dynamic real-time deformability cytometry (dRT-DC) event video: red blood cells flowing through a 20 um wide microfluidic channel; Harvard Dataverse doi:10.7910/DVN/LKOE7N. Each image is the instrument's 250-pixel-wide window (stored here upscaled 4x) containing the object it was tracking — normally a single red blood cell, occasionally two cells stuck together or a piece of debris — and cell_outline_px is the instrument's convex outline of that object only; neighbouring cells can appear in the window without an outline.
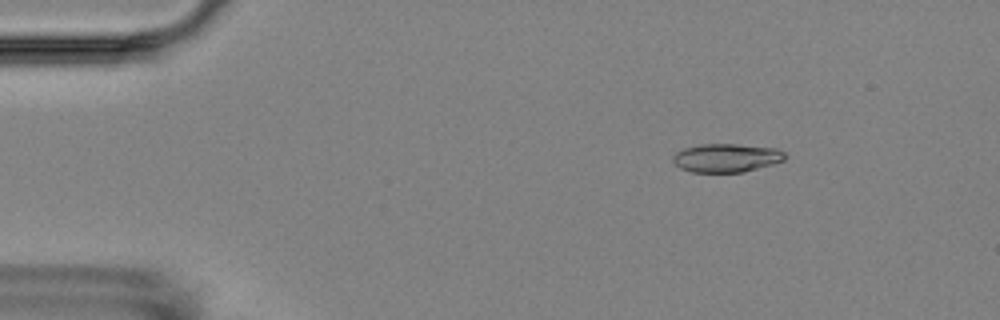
{"species": "Egyptian fruit bat (a non-hibernating species)", "species_latin": "Rousettus aegyptiacus", "temperature_condition": "room temperature", "stored_images_in_passage": 6, "camera_frame_rate_fps": 3000, "um_per_image_px": 0.085, "animal": {"sex": "female"}, "frame": {"image": 1, "passage_image": 6, "time_ms": 6.0, "image_size_px": [1000, 320], "cell_outline_px": [[784, 160], [772, 164], [744, 172], [692, 172], [680, 168], [672, 160], [672, 156], [676, 152], [684, 148], [700, 144], [736, 144], [776, 148], [784, 152]], "centroid_in_image_um": [61.71, 13.42], "position_along_channel_um": 23.3, "area_um2": 18.55}}